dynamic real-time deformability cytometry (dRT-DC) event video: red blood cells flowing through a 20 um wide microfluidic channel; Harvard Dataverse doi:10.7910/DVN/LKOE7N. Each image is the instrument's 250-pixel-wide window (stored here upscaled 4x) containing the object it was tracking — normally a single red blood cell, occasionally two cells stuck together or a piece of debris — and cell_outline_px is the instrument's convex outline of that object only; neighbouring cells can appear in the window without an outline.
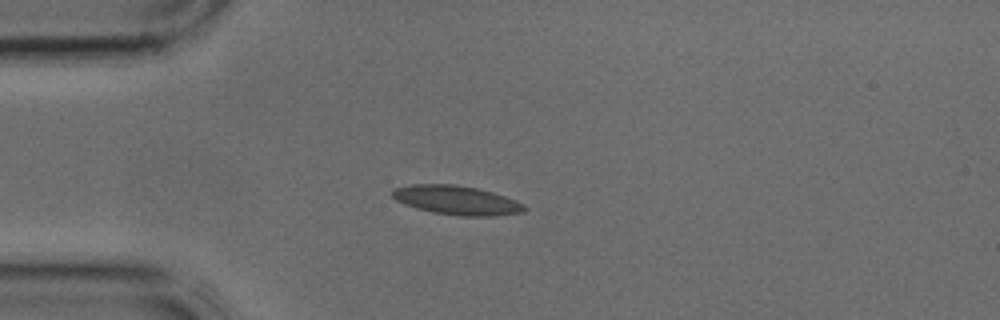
{"species": "common noctule bat (a hibernating species)", "species_latin": "Nyctalus noctula", "temperature_condition": "cold", "stored_images_in_passage": 1, "camera_frame_rate_fps": 3000, "um_per_image_px": 0.085, "animal": {"sex": "male", "body_mass_g": 17.9, "forearm_length_mm": 54.2}, "frame": {"image": 1, "passage_image": 1, "time_ms": 0.0, "image_size_px": [1000, 320], "cell_outline_px": [[528, 208], [524, 212], [492, 216], [460, 216], [432, 212], [416, 208], [404, 204], [396, 200], [392, 196], [392, 192], [396, 188], [412, 184], [456, 184], [476, 188], [492, 192], [516, 200], [524, 204]], "centroid_in_image_um": [38.83, 17.02], "position_along_channel_um": 46.2, "area_um2": 22.37}}